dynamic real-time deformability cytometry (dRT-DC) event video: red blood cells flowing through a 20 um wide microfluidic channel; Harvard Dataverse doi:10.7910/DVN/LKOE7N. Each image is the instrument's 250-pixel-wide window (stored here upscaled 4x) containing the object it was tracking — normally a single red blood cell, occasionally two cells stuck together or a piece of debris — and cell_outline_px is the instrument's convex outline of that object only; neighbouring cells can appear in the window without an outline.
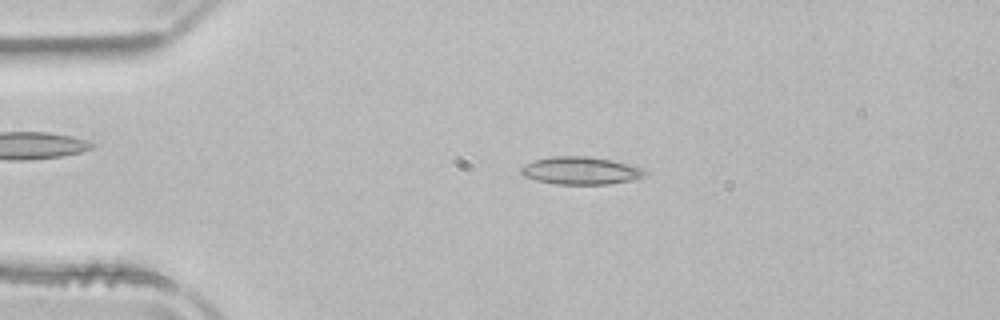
{"species": "common noctule bat (a hibernating species)", "species_latin": "Nyctalus noctula", "temperature_condition": "room temperature", "stored_images_in_passage": 51, "camera_frame_rate_fps": 3000, "um_per_image_px": 0.085, "animal": {"sex": "male", "body_mass_g": 21.5, "forearm_length_mm": 52.0}, "frame": {"image": 1, "passage_image": 10, "time_ms": 3.0, "image_size_px": [1000, 320], "cell_outline_px": [[648, 176], [632, 180], [608, 184], [556, 184], [536, 180], [524, 176], [520, 172], [520, 168], [536, 160], [552, 156], [588, 156], [612, 160], [644, 168], [648, 172]], "centroid_in_image_um": [49.43, 14.51], "position_along_channel_um": 35.6, "area_um2": 20.0}}
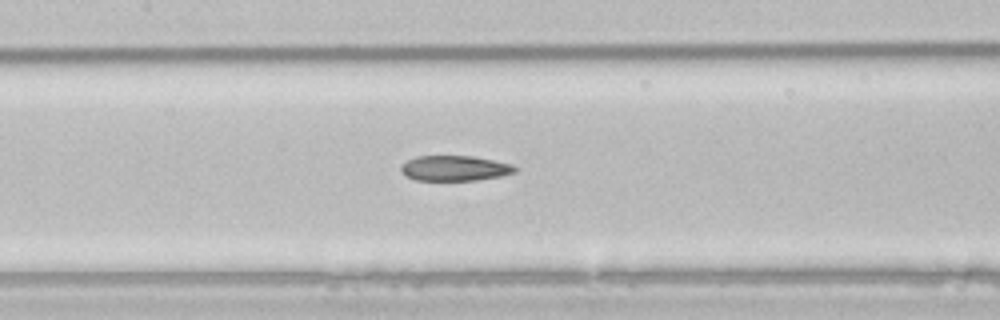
{"frame": {"image": 2, "passage_image": 23, "time_ms": 7.333, "image_size_px": [1000, 320], "cell_outline_px": [[516, 172], [500, 176], [476, 180], [416, 180], [400, 172], [400, 164], [416, 156], [472, 156], [512, 164], [516, 168]], "centroid_in_image_um": [38.62, 14.29], "position_along_channel_um": 168.8, "area_um2": 16.7}}
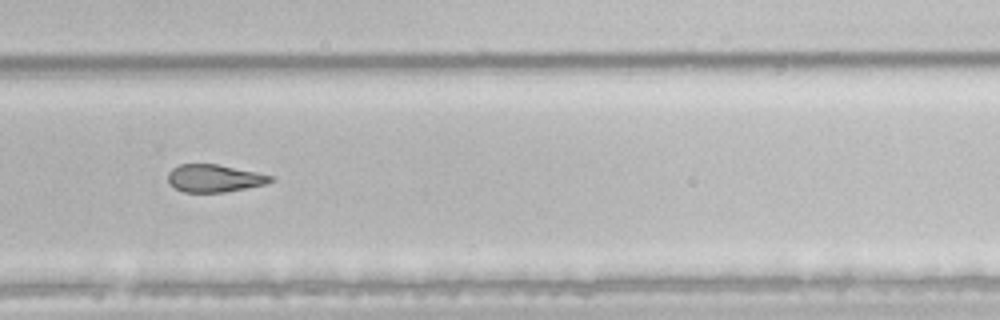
{"frame": {"image": 3, "passage_image": 34, "time_ms": 11.0, "image_size_px": [1000, 320], "cell_outline_px": [[276, 180], [264, 184], [224, 192], [184, 192], [176, 188], [168, 180], [168, 172], [172, 168], [180, 164], [216, 164], [256, 172], [272, 176]], "centroid_in_image_um": [18.21, 15.14], "position_along_channel_um": 311.6, "area_um2": 16.24}, "authors_computed_cell_mechanics": {"area_um2": 18.8428, "velocity_mm_per_s": 3.9093, "shape_relaxation_time_tau1_ms": 10.2185, "shape_relaxation_time_tau2_ms": 5.8852, "deformation_change_tau1": 0.1781, "deformation_change_tau2": 0.1461}}